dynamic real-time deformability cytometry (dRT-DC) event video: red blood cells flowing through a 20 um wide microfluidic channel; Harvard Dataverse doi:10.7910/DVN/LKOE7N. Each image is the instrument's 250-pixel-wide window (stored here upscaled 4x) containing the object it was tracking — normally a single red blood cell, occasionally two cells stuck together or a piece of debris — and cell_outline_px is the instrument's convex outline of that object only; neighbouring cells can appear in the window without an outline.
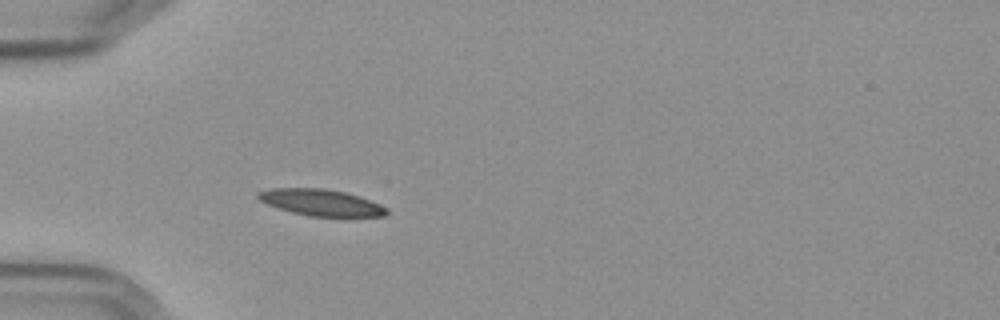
{"species": "Egyptian fruit bat (a non-hibernating species)", "species_latin": "Rousettus aegyptiacus", "temperature_condition": "cold", "stored_images_in_passage": 40, "camera_frame_rate_fps": 3000, "um_per_image_px": 0.085, "frame": {"image": 1, "passage_image": 1, "time_ms": 0.0, "image_size_px": [1000, 320], "cell_outline_px": [[388, 212], [384, 216], [344, 220], [340, 220], [308, 216], [276, 208], [260, 200], [256, 196], [256, 192], [272, 188], [320, 188], [344, 192], [368, 200], [388, 208]], "centroid_in_image_um": [27.34, 17.28], "position_along_channel_um": 57.7, "area_um2": 20.69}}
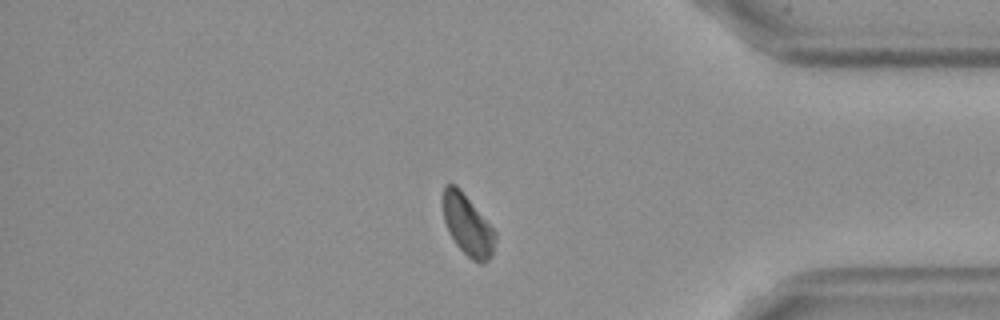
{"frame": {"image": 2, "passage_image": 32, "time_ms": 10.333, "image_size_px": [1000, 320], "cell_outline_px": [[496, 240], [492, 256], [488, 260], [480, 264], [472, 260], [456, 244], [448, 232], [444, 220], [440, 200], [444, 184], [456, 184], [460, 188], [496, 232]], "centroid_in_image_um": [39.71, 19.1], "position_along_channel_um": 395.5, "area_um2": 18.9}}
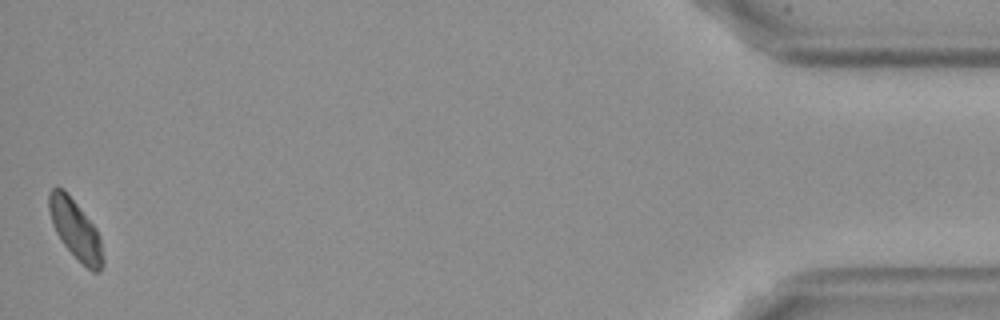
{"frame": {"image": 3, "passage_image": 40, "time_ms": 13.0, "image_size_px": [1000, 320], "cell_outline_px": [[104, 264], [100, 272], [92, 272], [60, 240], [56, 232], [48, 208], [48, 192], [56, 184], [64, 188], [96, 228], [100, 236], [104, 260]], "centroid_in_image_um": [6.42, 19.46], "position_along_channel_um": 428.8, "area_um2": 18.61}, "authors_computed_cell_mechanics": {"area_um2": 19.4786, "velocity_mm_per_s": 3.5653, "shape_relaxation_time_tau1_ms": 7.2019, "shape_relaxation_time_tau2_ms": null, "deformation_change_tau1": 0.1368, "deformation_change_tau2": null}}